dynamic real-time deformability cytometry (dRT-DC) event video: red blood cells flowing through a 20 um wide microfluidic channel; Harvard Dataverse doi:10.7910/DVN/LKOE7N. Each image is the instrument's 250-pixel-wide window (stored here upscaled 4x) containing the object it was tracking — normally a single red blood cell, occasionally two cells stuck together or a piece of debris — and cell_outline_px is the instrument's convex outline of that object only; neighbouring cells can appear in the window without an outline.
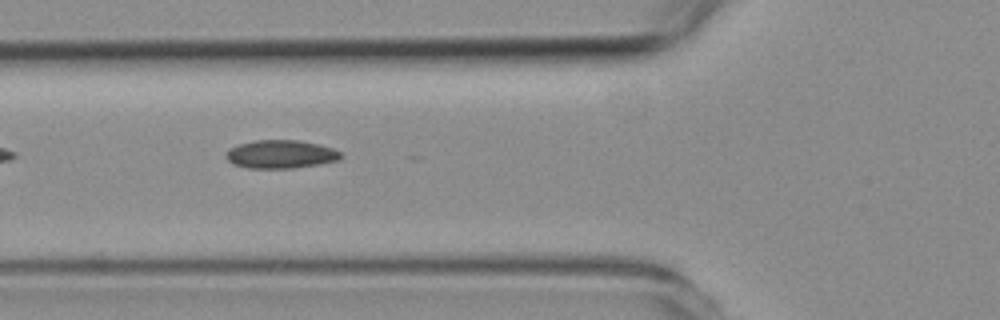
{"species": "common noctule bat (a hibernating species)", "species_latin": "Nyctalus noctula", "temperature_condition": "room temperature", "stored_images_in_passage": 7, "camera_frame_rate_fps": 3000, "um_per_image_px": 0.085, "animal": {"sex": "female", "body_mass_g": 19.3, "forearm_length_mm": 54.1}, "frame": {"image": 1, "passage_image": 6, "time_ms": 6.0, "image_size_px": [1000, 320], "cell_outline_px": [[344, 156], [340, 160], [320, 164], [292, 168], [248, 168], [232, 164], [224, 156], [232, 148], [240, 144], [256, 140], [300, 140], [320, 144], [332, 148], [340, 152]], "centroid_in_image_um": [23.91, 13.11], "position_along_channel_um": 101.9, "area_um2": 18.96}}
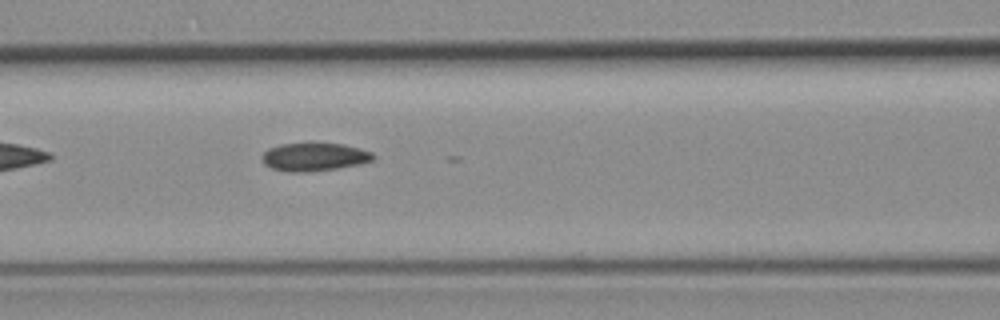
{"frame": {"image": 2, "passage_image": 7, "time_ms": 7.0, "image_size_px": [1000, 320], "cell_outline_px": [[376, 156], [372, 160], [360, 164], [336, 168], [308, 172], [288, 172], [272, 168], [264, 164], [260, 156], [268, 148], [280, 144], [312, 140], [344, 144], [360, 148], [372, 152]], "centroid_in_image_um": [26.69, 13.28], "position_along_channel_um": 139.9, "area_um2": 19.07}}